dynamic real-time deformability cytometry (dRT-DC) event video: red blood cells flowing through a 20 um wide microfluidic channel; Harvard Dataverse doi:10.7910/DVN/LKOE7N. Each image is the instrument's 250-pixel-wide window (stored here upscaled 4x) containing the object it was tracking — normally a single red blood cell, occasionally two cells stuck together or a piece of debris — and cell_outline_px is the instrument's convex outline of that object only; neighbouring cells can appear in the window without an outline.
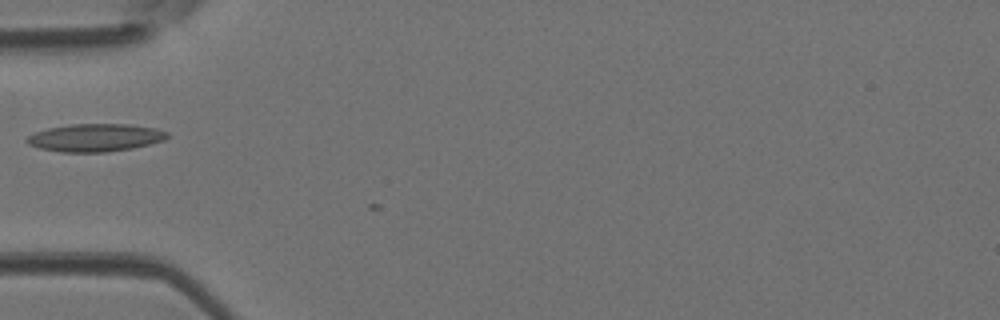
{"species": "Egyptian fruit bat (a non-hibernating species)", "species_latin": "Rousettus aegyptiacus", "temperature_condition": "room temperature", "stored_images_in_passage": 2, "camera_frame_rate_fps": 3000, "um_per_image_px": 0.085, "animal": {"sex": "female"}, "frame": {"image": 1, "passage_image": 1, "time_ms": 0.0, "image_size_px": [1000, 320], "cell_outline_px": [[168, 136], [164, 140], [132, 148], [108, 152], [60, 152], [40, 148], [28, 144], [24, 140], [28, 136], [36, 132], [48, 128], [72, 124], [128, 124], [156, 128], [168, 132]], "centroid_in_image_um": [8.09, 11.7], "position_along_channel_um": 76.9, "area_um2": 22.66}}